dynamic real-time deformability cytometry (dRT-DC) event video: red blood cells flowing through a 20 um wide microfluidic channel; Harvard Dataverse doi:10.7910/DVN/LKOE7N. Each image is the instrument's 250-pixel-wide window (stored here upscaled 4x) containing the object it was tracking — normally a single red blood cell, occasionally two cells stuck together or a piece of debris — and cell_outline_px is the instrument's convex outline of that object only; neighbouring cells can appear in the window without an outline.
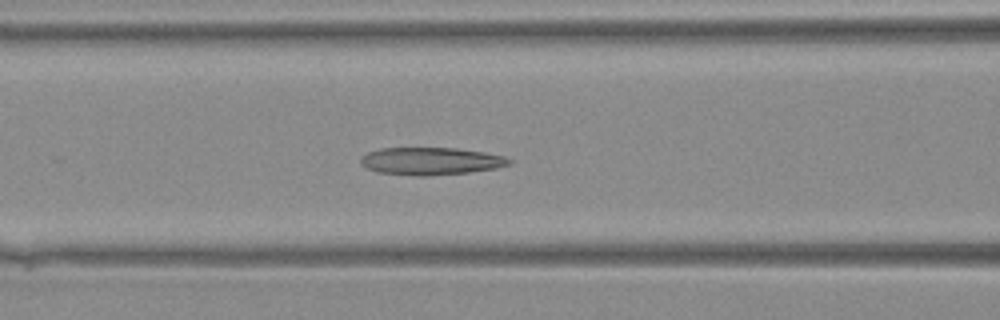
{"species": "Egyptian fruit bat (a non-hibernating species)", "species_latin": "Rousettus aegyptiacus", "temperature_condition": "warm", "stored_images_in_passage": 31, "camera_frame_rate_fps": 3000, "um_per_image_px": 0.085, "animal": {"sex": "female"}, "frame": {"image": 1, "passage_image": 11, "time_ms": 3.333, "image_size_px": [1000, 320], "cell_outline_px": [[512, 164], [496, 168], [468, 172], [428, 176], [416, 176], [376, 172], [360, 164], [360, 160], [368, 152], [380, 148], [456, 148], [484, 152], [504, 156], [512, 160]], "centroid_in_image_um": [36.63, 13.7], "position_along_channel_um": 130.0, "area_um2": 23.81}}
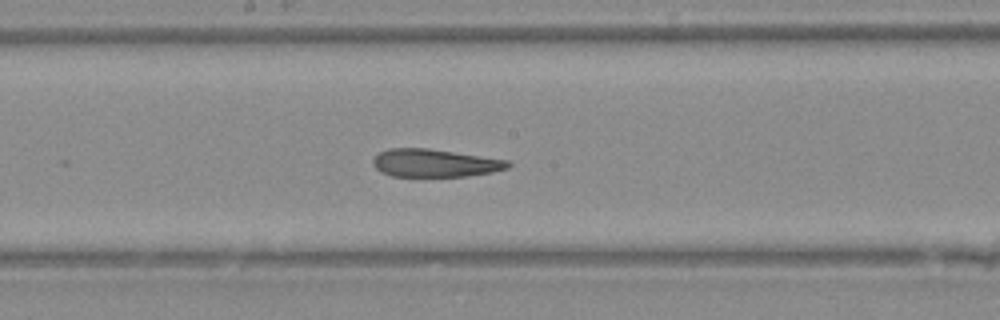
{"frame": {"image": 2, "passage_image": 16, "time_ms": 5.0, "image_size_px": [1000, 320], "cell_outline_px": [[512, 164], [508, 168], [492, 172], [464, 176], [392, 176], [380, 172], [372, 164], [372, 160], [380, 152], [388, 148], [428, 148], [508, 160]], "centroid_in_image_um": [36.94, 13.85], "position_along_channel_um": 211.3, "area_um2": 21.85}}
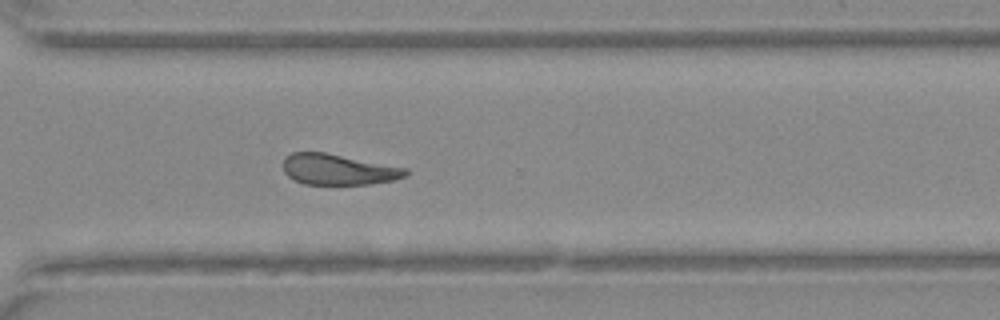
{"frame": {"image": 3, "passage_image": 24, "time_ms": 7.667, "image_size_px": [1000, 320], "cell_outline_px": [[408, 176], [392, 180], [368, 184], [304, 184], [288, 176], [284, 172], [284, 156], [292, 152], [324, 152], [408, 168]], "centroid_in_image_um": [28.76, 14.4], "position_along_channel_um": 341.8, "area_um2": 21.91}}